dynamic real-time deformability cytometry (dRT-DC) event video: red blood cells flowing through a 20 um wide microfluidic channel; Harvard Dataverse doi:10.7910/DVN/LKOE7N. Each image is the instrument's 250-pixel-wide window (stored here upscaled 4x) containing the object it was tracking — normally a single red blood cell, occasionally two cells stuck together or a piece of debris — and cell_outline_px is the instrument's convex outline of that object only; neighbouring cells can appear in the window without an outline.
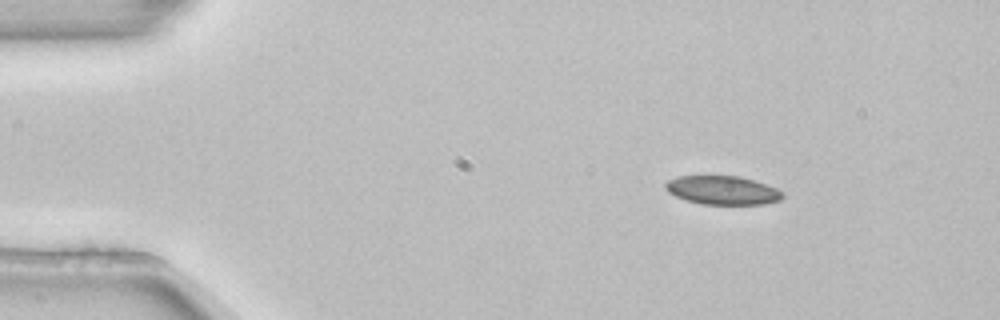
{"species": "common noctule bat (a hibernating species)", "species_latin": "Nyctalus noctula", "temperature_condition": "room temperature", "stored_images_in_passage": 3, "segment_of_instrument_passage": [1, 2], "camera_frame_rate_fps": 3000, "um_per_image_px": 0.085, "animal": {"sex": "female", "body_mass_g": 22.7, "forearm_length_mm": 54.2}, "frame": {"image": 1, "passage_image": 1, "time_ms": 0.0, "image_size_px": [1000, 320], "cell_outline_px": [[784, 196], [780, 200], [764, 204], [700, 204], [676, 196], [668, 192], [664, 188], [664, 184], [668, 180], [676, 176], [740, 176], [776, 188], [784, 192]], "centroid_in_image_um": [61.4, 16.17], "position_along_channel_um": 23.6, "area_um2": 19.54}}